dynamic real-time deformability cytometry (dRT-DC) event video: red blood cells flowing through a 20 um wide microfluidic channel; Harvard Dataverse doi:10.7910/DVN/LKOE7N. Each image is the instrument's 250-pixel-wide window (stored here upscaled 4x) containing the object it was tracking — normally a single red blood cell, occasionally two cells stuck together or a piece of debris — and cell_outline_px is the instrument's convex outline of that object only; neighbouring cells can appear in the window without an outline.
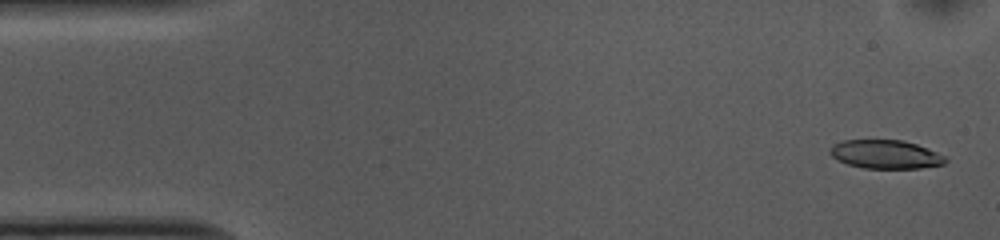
{"species": "common noctule bat (a hibernating species)", "species_latin": "Nyctalus noctula", "temperature_condition": "cold", "stored_images_in_passage": 52, "camera_frame_rate_fps": 3000, "um_per_image_px": 0.085, "animal": {"sex": "female", "body_mass_g": 10.0, "forearm_length_mm": 53.1}, "frame": {"image": 1, "passage_image": 2, "time_ms": 0.333, "image_size_px": [1000, 240], "cell_outline_px": [[948, 160], [944, 164], [920, 168], [864, 168], [848, 164], [836, 160], [828, 152], [828, 148], [832, 144], [844, 140], [900, 140], [916, 144], [936, 152], [944, 156]], "centroid_in_image_um": [75.22, 13.12], "position_along_channel_um": 9.8, "area_um2": 19.25}}
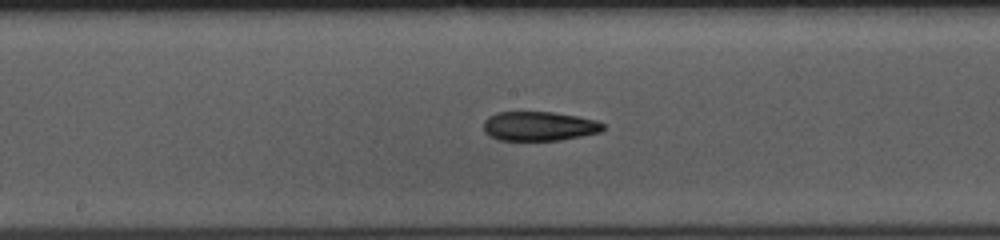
{"frame": {"image": 2, "passage_image": 26, "time_ms": 8.333, "image_size_px": [1000, 240], "cell_outline_px": [[604, 128], [600, 132], [560, 140], [500, 140], [484, 132], [484, 120], [488, 116], [496, 112], [552, 112], [580, 116], [596, 120], [604, 124]], "centroid_in_image_um": [45.83, 10.71], "position_along_channel_um": 202.4, "area_um2": 20.4}}
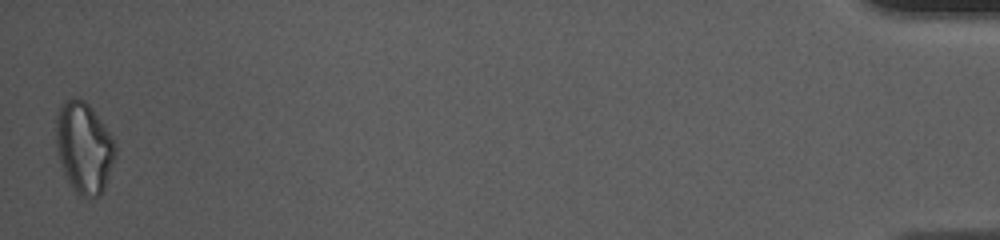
{"frame": {"image": 3, "passage_image": 52, "time_ms": 17.0, "image_size_px": [1000, 240], "cell_outline_px": [[116, 156], [104, 188], [100, 196], [80, 196], [76, 192], [68, 180], [64, 172], [60, 160], [56, 144], [56, 112], [60, 104], [64, 100], [72, 96], [80, 96], [92, 108], [112, 136], [116, 144]], "centroid_in_image_um": [7.14, 12.48], "position_along_channel_um": 428.1, "area_um2": 31.62}, "authors_computed_cell_mechanics": {"area_um2": 21.2993, "velocity_mm_per_s": 3.7244, "shape_relaxation_time_tau1_ms": 9.0913, "shape_relaxation_time_tau2_ms": 8.8232, "deformation_change_tau1": 0.1997, "deformation_change_tau2": 0.1919}}